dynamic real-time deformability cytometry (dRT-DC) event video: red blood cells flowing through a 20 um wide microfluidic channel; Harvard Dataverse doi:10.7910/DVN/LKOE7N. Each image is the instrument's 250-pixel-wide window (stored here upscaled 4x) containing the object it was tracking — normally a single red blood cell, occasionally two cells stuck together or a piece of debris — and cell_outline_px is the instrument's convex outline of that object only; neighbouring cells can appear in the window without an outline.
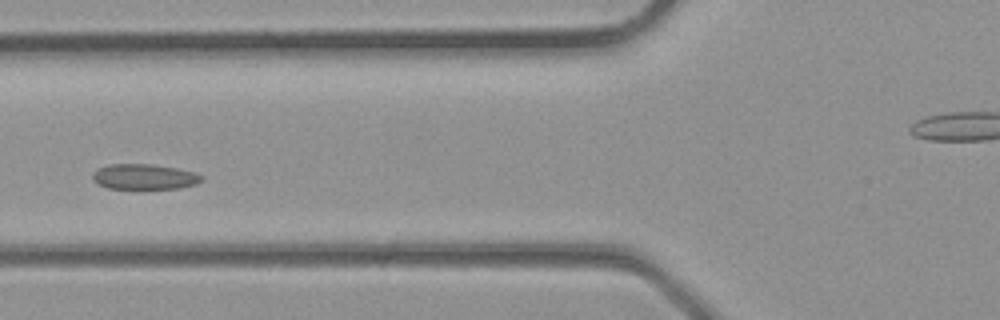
{"species": "common noctule bat (a hibernating species)", "species_latin": "Nyctalus noctula", "temperature_condition": "room temperature", "stored_images_in_passage": 4, "segment_of_instrument_passage": [1, 2], "camera_frame_rate_fps": 3000, "um_per_image_px": 0.085, "animal": {"sex": "male", "body_mass_g": 23.1, "forearm_length_mm": 52.7}, "frame": {"image": 1, "passage_image": 3, "time_ms": 0.667, "image_size_px": [1000, 320], "cell_outline_px": [[204, 180], [196, 184], [180, 188], [108, 188], [92, 180], [92, 172], [108, 164], [152, 164], [176, 168], [196, 172], [204, 176]], "centroid_in_image_um": [12.3, 15.01], "position_along_channel_um": 113.5, "area_um2": 16.13}}